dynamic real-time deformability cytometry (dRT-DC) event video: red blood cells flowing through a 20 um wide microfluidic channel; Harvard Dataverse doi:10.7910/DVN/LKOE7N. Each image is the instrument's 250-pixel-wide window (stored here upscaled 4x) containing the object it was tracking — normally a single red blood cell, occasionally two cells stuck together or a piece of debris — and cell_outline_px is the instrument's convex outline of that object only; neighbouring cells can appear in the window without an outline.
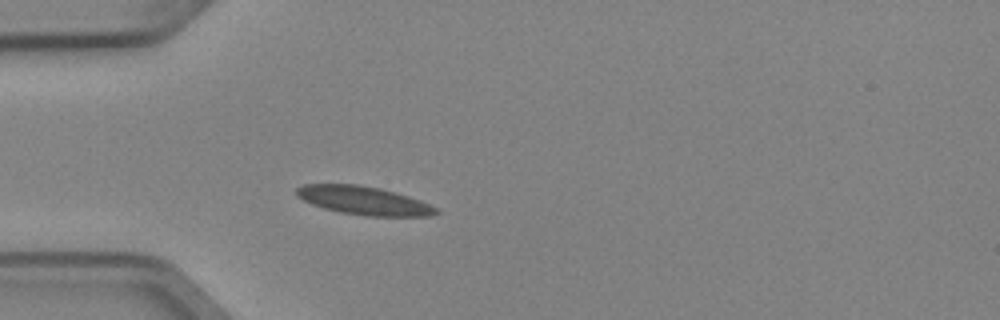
{"species": "Egyptian fruit bat (a non-hibernating species)", "species_latin": "Rousettus aegyptiacus", "temperature_condition": "cold", "stored_images_in_passage": 3, "camera_frame_rate_fps": 3000, "um_per_image_px": 0.085, "animal": {"sex": "female"}, "frame": {"image": 1, "passage_image": 3, "time_ms": 0.667, "image_size_px": [1000, 320], "cell_outline_px": [[440, 212], [432, 216], [368, 216], [340, 212], [324, 208], [312, 204], [296, 196], [296, 188], [304, 184], [356, 184], [380, 188], [408, 196], [420, 200], [436, 208]], "centroid_in_image_um": [30.91, 17.04], "position_along_channel_um": 54.1, "area_um2": 23.0}}